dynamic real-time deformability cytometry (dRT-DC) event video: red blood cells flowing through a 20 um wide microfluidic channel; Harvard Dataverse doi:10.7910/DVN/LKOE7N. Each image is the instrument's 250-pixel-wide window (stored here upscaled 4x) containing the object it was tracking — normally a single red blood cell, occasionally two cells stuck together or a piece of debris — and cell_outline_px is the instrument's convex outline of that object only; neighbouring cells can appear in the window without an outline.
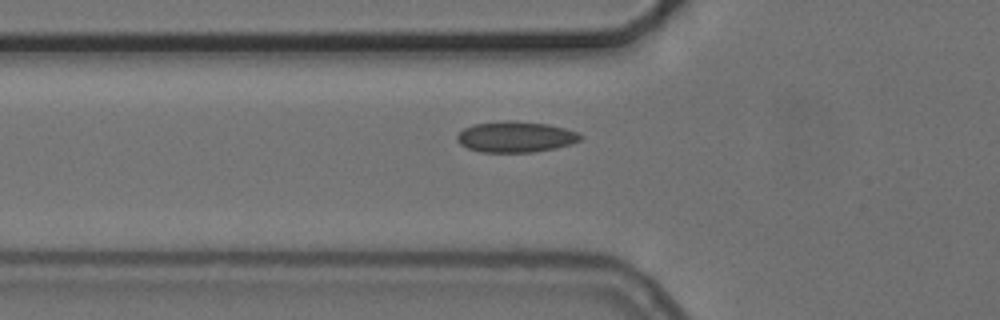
{"species": "common noctule bat (a hibernating species)", "species_latin": "Nyctalus noctula", "temperature_condition": "cold", "stored_images_in_passage": 5, "camera_frame_rate_fps": 3000, "um_per_image_px": 0.085, "animal": {"sex": "female", "body_mass_g": 24.6, "forearm_length_mm": 56.2}, "frame": {"image": 1, "passage_image": 5, "time_ms": 5.667, "image_size_px": [1000, 320], "cell_outline_px": [[584, 136], [580, 140], [572, 144], [556, 148], [532, 152], [480, 152], [468, 148], [460, 144], [456, 140], [456, 136], [464, 128], [472, 124], [504, 120], [516, 120], [548, 124], [564, 128], [576, 132]], "centroid_in_image_um": [43.82, 11.62], "position_along_channel_um": 82.0, "area_um2": 22.43}}